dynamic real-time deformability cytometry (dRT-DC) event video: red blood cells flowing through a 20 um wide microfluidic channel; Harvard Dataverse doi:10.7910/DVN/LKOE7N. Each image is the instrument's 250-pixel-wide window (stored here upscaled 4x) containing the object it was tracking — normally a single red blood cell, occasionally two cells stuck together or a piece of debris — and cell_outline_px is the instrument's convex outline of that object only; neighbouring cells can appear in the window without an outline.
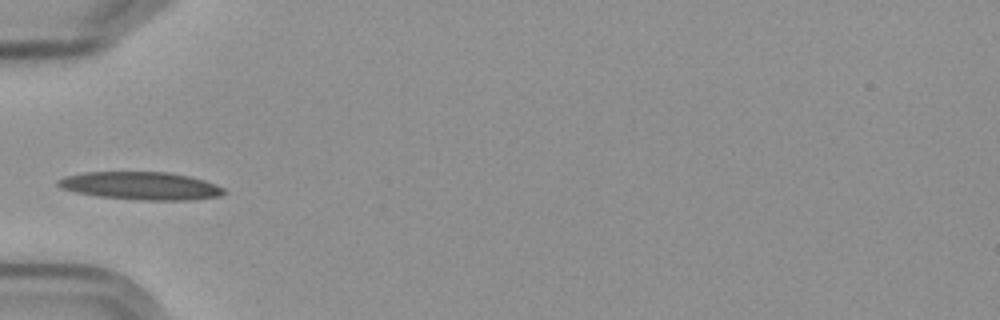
{"species": "Egyptian fruit bat (a non-hibernating species)", "species_latin": "Rousettus aegyptiacus", "temperature_condition": "cold", "stored_images_in_passage": 2, "camera_frame_rate_fps": 3000, "um_per_image_px": 0.085, "frame": {"image": 1, "passage_image": 2, "time_ms": 1.333, "image_size_px": [1000, 320], "cell_outline_px": [[224, 192], [220, 196], [188, 200], [140, 200], [96, 196], [76, 192], [60, 188], [56, 184], [56, 180], [64, 176], [84, 172], [168, 172], [188, 176], [204, 180], [216, 184], [224, 188]], "centroid_in_image_um": [11.92, 15.79], "position_along_channel_um": 73.1, "area_um2": 26.99}}